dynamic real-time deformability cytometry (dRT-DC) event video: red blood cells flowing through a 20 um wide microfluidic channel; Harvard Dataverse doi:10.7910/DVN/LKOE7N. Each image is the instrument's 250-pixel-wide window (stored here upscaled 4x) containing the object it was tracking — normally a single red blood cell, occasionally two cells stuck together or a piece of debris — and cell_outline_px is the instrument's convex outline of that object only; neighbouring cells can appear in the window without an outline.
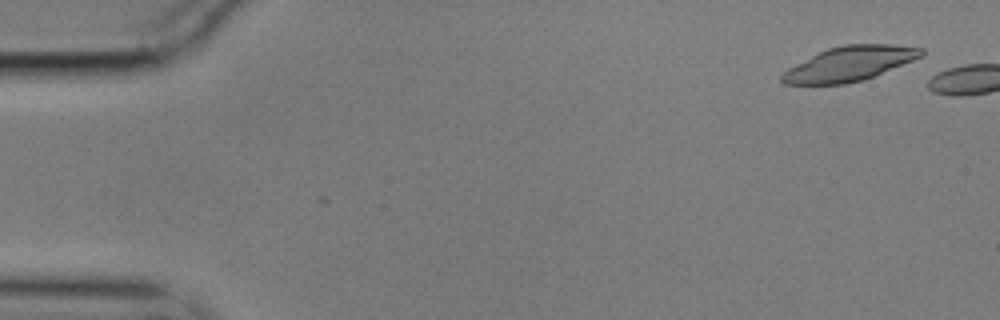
{"species": "common noctule bat (a hibernating species)", "species_latin": "Nyctalus noctula", "temperature_condition": "cold", "stored_images_in_passage": 4, "camera_frame_rate_fps": 3000, "um_per_image_px": 0.085, "animal": {"sex": "male", "body_mass_g": 17.9}, "frame": {"image": 1, "passage_image": 1, "time_ms": 0.0, "image_size_px": [1000, 320], "cell_outline_px": [[924, 56], [864, 80], [844, 84], [784, 84], [780, 80], [780, 76], [788, 68], [828, 48], [844, 44], [892, 44], [924, 48]], "centroid_in_image_um": [72.25, 5.41], "position_along_channel_um": 12.8, "area_um2": 27.98}}